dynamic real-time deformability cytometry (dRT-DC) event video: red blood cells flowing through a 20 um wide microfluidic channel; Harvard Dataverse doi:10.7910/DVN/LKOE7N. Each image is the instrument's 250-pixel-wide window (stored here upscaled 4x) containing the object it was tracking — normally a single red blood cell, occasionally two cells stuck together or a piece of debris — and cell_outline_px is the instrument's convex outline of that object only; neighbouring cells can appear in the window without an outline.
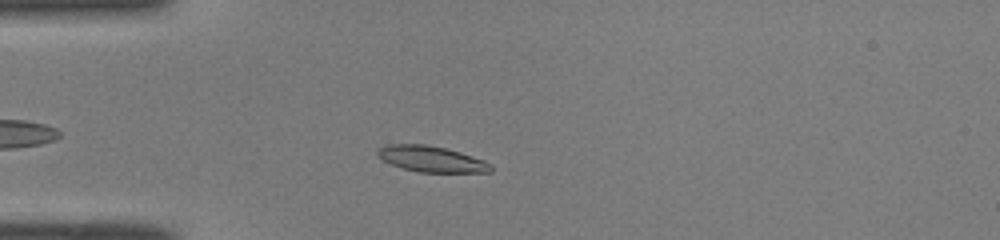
{"species": "common noctule bat (a hibernating species)", "species_latin": "Nyctalus noctula", "temperature_condition": "room temperature", "stored_images_in_passage": 46, "camera_frame_rate_fps": 3000, "um_per_image_px": 0.085, "animal": {"sex": "male", "body_mass_g": 19.0, "forearm_length_mm": 50.8}, "frame": {"image": 1, "passage_image": 10, "time_ms": 3.0, "image_size_px": [1000, 240], "cell_outline_px": [[492, 172], [420, 172], [404, 168], [392, 164], [376, 156], [376, 152], [380, 148], [388, 144], [424, 144], [444, 148], [460, 152], [484, 160], [492, 164]], "centroid_in_image_um": [36.68, 13.51], "position_along_channel_um": 48.3, "area_um2": 16.94}}
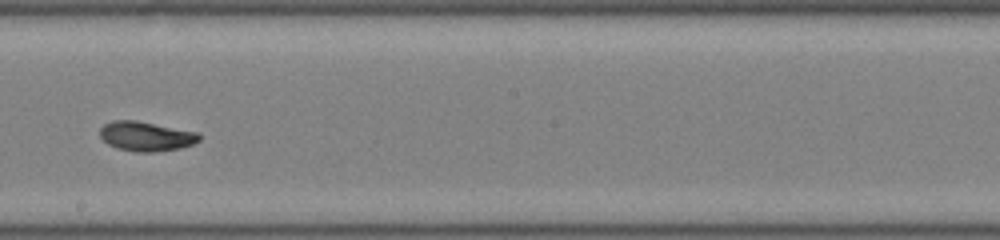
{"frame": {"image": 2, "passage_image": 25, "time_ms": 8.0, "image_size_px": [1000, 240], "cell_outline_px": [[200, 140], [192, 144], [180, 148], [152, 152], [136, 152], [116, 148], [108, 144], [100, 136], [100, 128], [104, 124], [112, 120], [136, 120], [200, 132]], "centroid_in_image_um": [12.42, 11.57], "position_along_channel_um": 235.8, "area_um2": 17.22}}
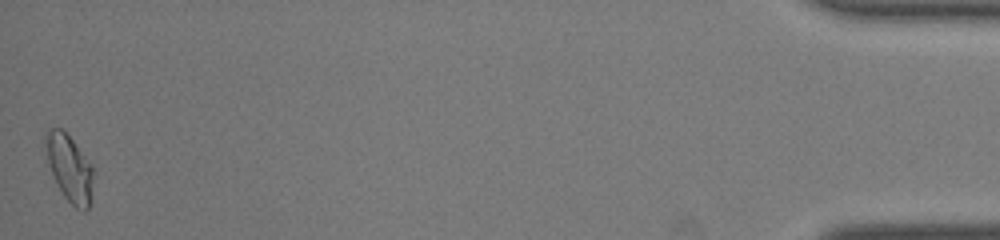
{"frame": {"image": 3, "passage_image": 46, "time_ms": 15.0, "image_size_px": [1000, 240], "cell_outline_px": [[92, 200], [88, 208], [84, 212], [76, 208], [64, 196], [52, 176], [48, 160], [44, 136], [44, 132], [48, 128], [60, 128], [72, 140], [92, 164]], "centroid_in_image_um": [5.9, 14.3], "position_along_channel_um": 429.3, "area_um2": 18.44}, "authors_computed_cell_mechanics": {"area_um2": 16.7909, "velocity_mm_per_s": 4.0755, "shape_relaxation_time_tau1_ms": 3.9089, "shape_relaxation_time_tau2_ms": 2.3259, "deformation_change_tau1": 0.1522, "deformation_change_tau2": 0.0629}}